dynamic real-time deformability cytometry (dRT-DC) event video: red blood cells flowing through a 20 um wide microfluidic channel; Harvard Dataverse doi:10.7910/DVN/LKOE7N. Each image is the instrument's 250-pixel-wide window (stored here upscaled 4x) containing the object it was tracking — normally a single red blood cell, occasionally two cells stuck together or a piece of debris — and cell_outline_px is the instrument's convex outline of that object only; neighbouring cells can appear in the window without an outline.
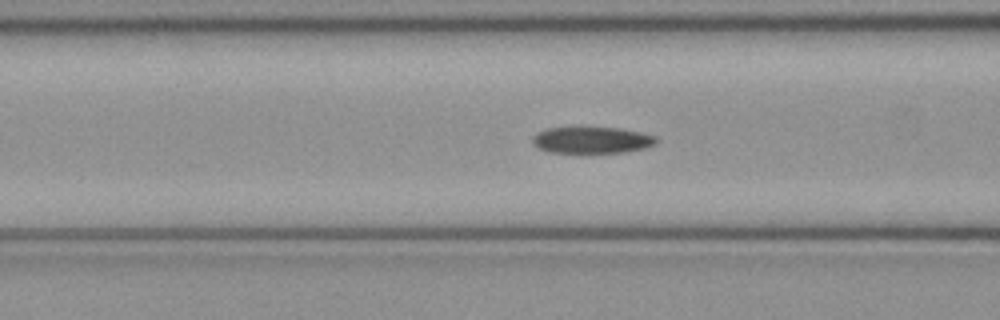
{"species": "common noctule bat (a hibernating species)", "species_latin": "Nyctalus noctula", "temperature_condition": "cold", "stored_images_in_passage": 51, "camera_frame_rate_fps": 3000, "um_per_image_px": 0.085, "animal": {"sex": "female", "body_mass_g": 21.9}, "frame": {"image": 1, "passage_image": 20, "time_ms": 6.333, "image_size_px": [1000, 320], "cell_outline_px": [[656, 144], [644, 148], [624, 152], [548, 152], [532, 144], [532, 136], [536, 132], [548, 128], [580, 124], [620, 128], [640, 132], [656, 136]], "centroid_in_image_um": [50.25, 11.84], "position_along_channel_um": 116.4, "area_um2": 19.94}}
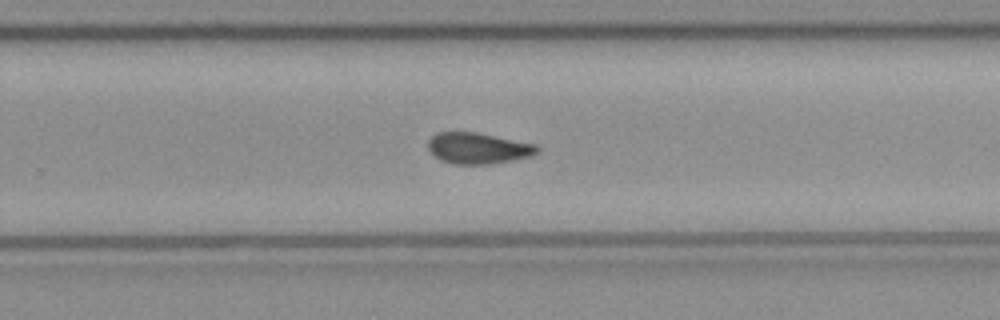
{"frame": {"image": 2, "passage_image": 33, "time_ms": 10.667, "image_size_px": [1000, 320], "cell_outline_px": [[540, 148], [536, 152], [528, 156], [512, 160], [492, 164], [452, 164], [440, 160], [428, 148], [428, 140], [436, 132], [476, 132], [536, 144]], "centroid_in_image_um": [40.61, 12.59], "position_along_channel_um": 289.2, "area_um2": 19.65}}
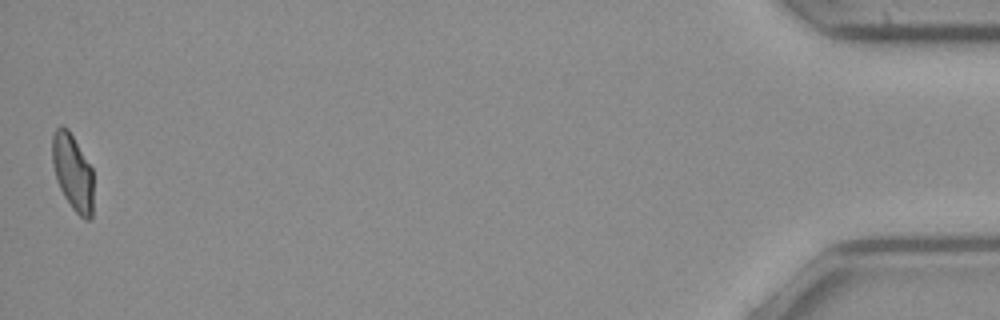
{"frame": {"image": 3, "passage_image": 51, "time_ms": 16.667, "image_size_px": [1000, 320], "cell_outline_px": [[92, 216], [88, 220], [84, 220], [72, 208], [64, 196], [56, 180], [52, 164], [52, 136], [56, 128], [60, 124], [68, 128], [92, 168]], "centroid_in_image_um": [6.16, 14.62], "position_along_channel_um": 429.0, "area_um2": 18.32}, "authors_computed_cell_mechanics": {"area_um2": 19.8832, "velocity_mm_per_s": 3.9941, "shape_relaxation_time_tau1_ms": null, "shape_relaxation_time_tau2_ms": 8.3411, "deformation_change_tau1": null, "deformation_change_tau2": 0.1551}}